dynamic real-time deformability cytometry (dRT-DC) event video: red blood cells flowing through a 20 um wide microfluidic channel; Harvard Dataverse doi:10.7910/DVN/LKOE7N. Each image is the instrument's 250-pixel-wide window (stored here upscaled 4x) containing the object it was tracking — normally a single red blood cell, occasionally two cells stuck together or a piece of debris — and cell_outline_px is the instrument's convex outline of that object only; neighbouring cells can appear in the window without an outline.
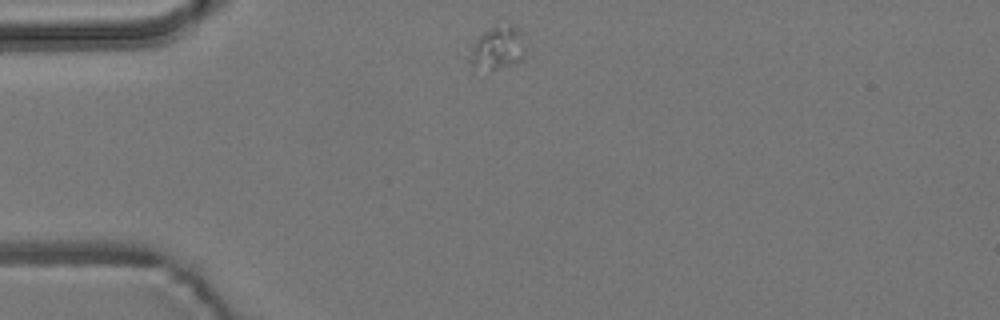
{"species": "common noctule bat (a hibernating species)", "species_latin": "Nyctalus noctula", "temperature_condition": "room temperature", "stored_images_in_passage": 2, "camera_frame_rate_fps": 3000, "um_per_image_px": 0.085, "animal": {"sex": "male", "body_mass_g": 19.2, "forearm_length_mm": 51.8}, "frame": {"image": 1, "passage_image": 1, "time_ms": 0.0, "image_size_px": [1000, 320], "cell_outline_px": [[528, 36], [524, 60], [492, 72], [488, 72], [472, 64], [468, 60], [472, 44], [484, 32], [496, 24], [512, 24]], "centroid_in_image_um": [42.39, 4.07], "position_along_channel_um": 42.6, "area_um2": 14.91}}